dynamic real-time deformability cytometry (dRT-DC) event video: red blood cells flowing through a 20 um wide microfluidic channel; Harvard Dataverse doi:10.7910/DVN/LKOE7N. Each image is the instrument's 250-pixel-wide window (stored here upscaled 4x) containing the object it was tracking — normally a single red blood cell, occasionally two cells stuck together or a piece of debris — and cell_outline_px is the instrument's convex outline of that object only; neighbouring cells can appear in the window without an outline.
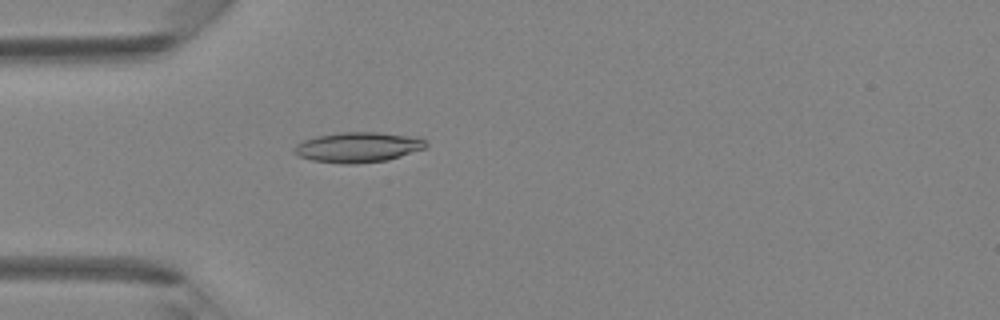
{"species": "Egyptian fruit bat (a non-hibernating species)", "species_latin": "Rousettus aegyptiacus", "temperature_condition": "room temperature", "stored_images_in_passage": 43, "camera_frame_rate_fps": 3000, "um_per_image_px": 0.085, "animal": {"sex": "female"}, "frame": {"image": 1, "passage_image": 13, "time_ms": 4.0, "image_size_px": [1000, 320], "cell_outline_px": [[428, 148], [388, 160], [356, 164], [344, 164], [312, 160], [300, 156], [292, 152], [292, 148], [296, 144], [304, 140], [316, 136], [344, 132], [380, 132], [416, 136], [424, 140], [428, 144]], "centroid_in_image_um": [30.47, 12.51], "position_along_channel_um": 54.5, "area_um2": 23.47}}
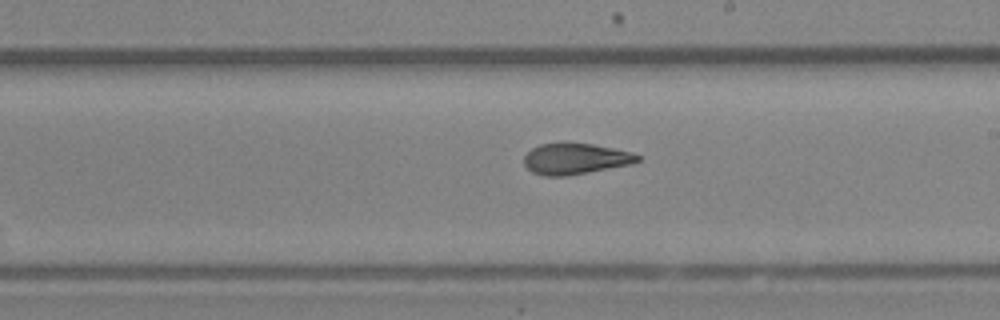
{"frame": {"image": 2, "passage_image": 25, "time_ms": 8.0, "image_size_px": [1000, 320], "cell_outline_px": [[640, 160], [632, 164], [568, 176], [544, 176], [532, 172], [524, 164], [524, 156], [532, 148], [540, 144], [592, 144], [632, 152], [640, 156]], "centroid_in_image_um": [48.91, 13.52], "position_along_channel_um": 240.1, "area_um2": 20.29}}
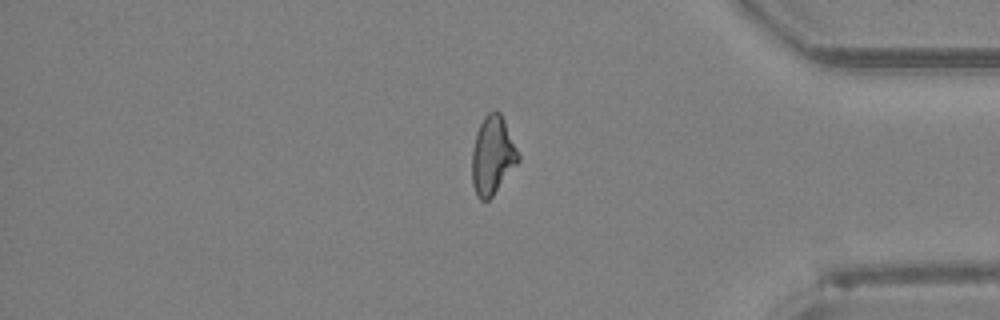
{"frame": {"image": 3, "passage_image": 36, "time_ms": 11.667, "image_size_px": [1000, 320], "cell_outline_px": [[520, 160], [492, 196], [488, 200], [480, 200], [476, 196], [472, 184], [472, 152], [476, 132], [484, 116], [488, 112], [500, 112], [504, 120], [520, 156]], "centroid_in_image_um": [41.85, 13.23], "position_along_channel_um": 393.4, "area_um2": 20.92}}